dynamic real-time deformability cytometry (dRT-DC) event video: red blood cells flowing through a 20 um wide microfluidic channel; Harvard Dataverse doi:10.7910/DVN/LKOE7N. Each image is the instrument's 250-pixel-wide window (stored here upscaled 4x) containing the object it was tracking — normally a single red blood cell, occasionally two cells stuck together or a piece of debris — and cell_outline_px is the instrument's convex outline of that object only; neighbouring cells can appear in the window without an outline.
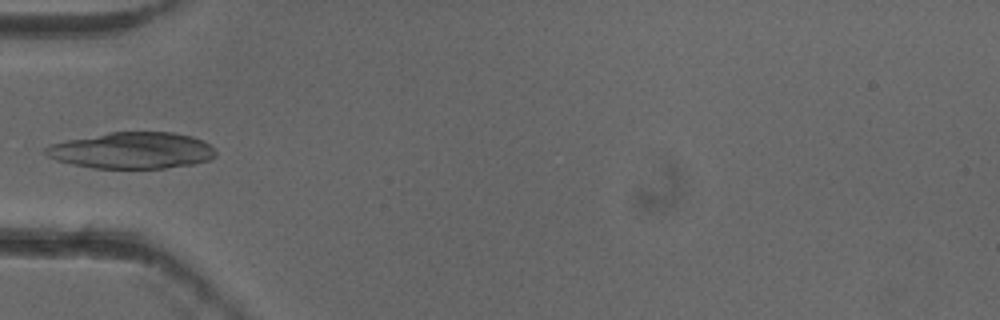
{"species": "common noctule bat (a hibernating species)", "species_latin": "Nyctalus noctula", "temperature_condition": "cold", "stored_images_in_passage": 5, "camera_frame_rate_fps": 3000, "um_per_image_px": 0.085, "animal": {"sex": "female"}, "frame": {"image": 1, "passage_image": 5, "time_ms": 1.333, "image_size_px": [1000, 320], "cell_outline_px": [[216, 156], [208, 160], [196, 164], [164, 168], [92, 168], [72, 164], [56, 160], [48, 156], [44, 152], [44, 148], [48, 144], [108, 132], [172, 132], [192, 136], [204, 140], [216, 152]], "centroid_in_image_um": [11.23, 12.79], "position_along_channel_um": 73.8, "area_um2": 36.18}}